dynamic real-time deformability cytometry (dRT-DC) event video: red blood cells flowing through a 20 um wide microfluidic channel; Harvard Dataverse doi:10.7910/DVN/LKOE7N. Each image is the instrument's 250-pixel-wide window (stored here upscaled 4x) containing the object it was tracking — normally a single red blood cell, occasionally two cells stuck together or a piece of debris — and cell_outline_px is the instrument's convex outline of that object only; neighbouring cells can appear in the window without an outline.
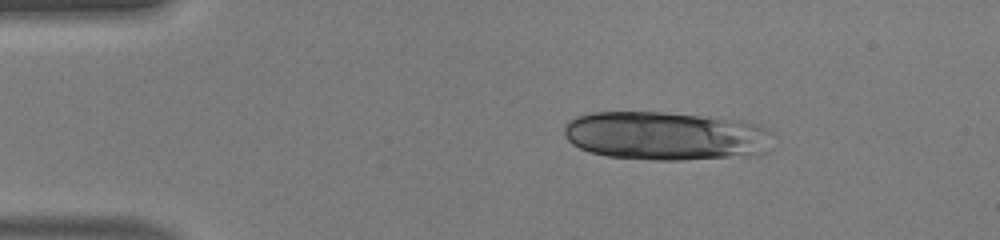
{"species": "human", "species_latin": "Homo sapiens", "temperature_condition": "warm", "stored_images_in_passage": 40, "camera_frame_rate_fps": 3000, "um_per_image_px": 0.085, "donor": {"sex": "male"}, "frame": {"image": 1, "passage_image": 1, "time_ms": 0.0, "image_size_px": [1000, 240], "cell_outline_px": [[772, 132], [764, 152], [760, 156], [680, 160], [652, 160], [608, 156], [588, 152], [572, 144], [564, 136], [564, 124], [568, 120], [576, 116], [592, 112], [664, 112], [740, 120], [756, 124]], "centroid_in_image_um": [56.55, 11.56], "position_along_channel_um": 28.4, "area_um2": 59.65}}